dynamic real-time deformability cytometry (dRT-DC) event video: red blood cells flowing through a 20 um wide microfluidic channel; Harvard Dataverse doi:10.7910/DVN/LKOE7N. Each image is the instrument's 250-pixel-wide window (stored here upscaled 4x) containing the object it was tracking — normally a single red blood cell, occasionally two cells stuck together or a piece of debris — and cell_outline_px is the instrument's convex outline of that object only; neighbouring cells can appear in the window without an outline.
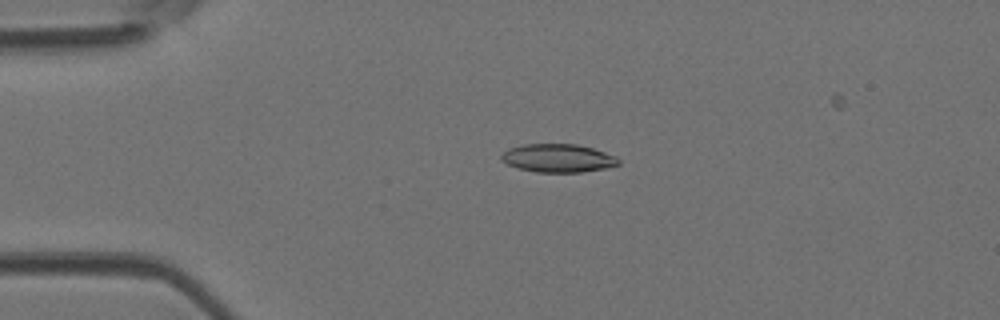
{"species": "Egyptian fruit bat (a non-hibernating species)", "species_latin": "Rousettus aegyptiacus", "temperature_condition": "room temperature", "stored_images_in_passage": 44, "camera_frame_rate_fps": 3000, "um_per_image_px": 0.085, "animal": {"sex": "female"}, "frame": {"image": 1, "passage_image": 11, "time_ms": 3.333, "image_size_px": [1000, 320], "cell_outline_px": [[620, 164], [604, 168], [580, 172], [536, 172], [516, 168], [500, 160], [500, 156], [508, 148], [524, 144], [576, 144], [592, 148], [616, 156], [620, 160]], "centroid_in_image_um": [47.4, 13.44], "position_along_channel_um": 37.6, "area_um2": 19.31}}
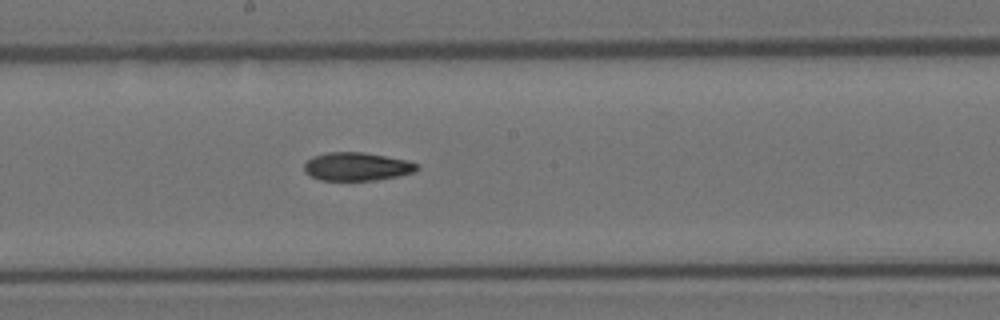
{"frame": {"image": 2, "passage_image": 26, "time_ms": 8.333, "image_size_px": [1000, 320], "cell_outline_px": [[420, 168], [416, 172], [376, 180], [320, 180], [308, 176], [304, 172], [304, 164], [312, 156], [328, 152], [364, 152], [408, 160], [420, 164]], "centroid_in_image_um": [30.34, 14.15], "position_along_channel_um": 217.9, "area_um2": 18.84}}
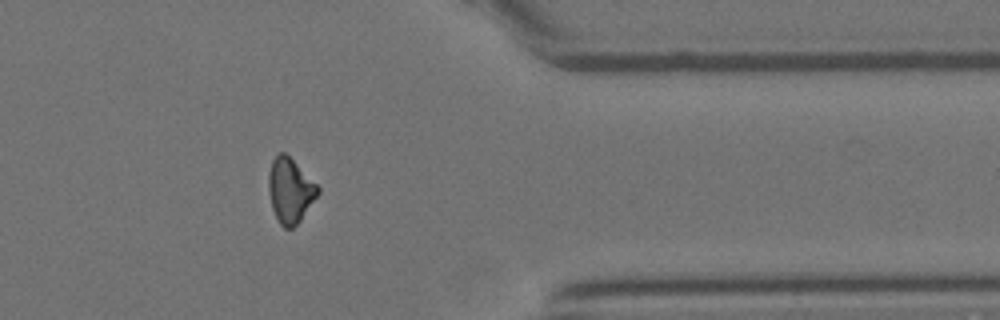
{"frame": {"image": 3, "passage_image": 39, "time_ms": 12.667, "image_size_px": [1000, 320], "cell_outline_px": [[320, 192], [300, 220], [292, 228], [284, 228], [280, 224], [272, 208], [268, 192], [268, 172], [272, 160], [280, 152], [284, 152], [320, 188]], "centroid_in_image_um": [24.64, 16.2], "position_along_channel_um": 386.8, "area_um2": 18.26}, "authors_computed_cell_mechanics": {"area_um2": 19.1318, "velocity_mm_per_s": 4.278, "shape_relaxation_time_tau1_ms": 10.0134, "shape_relaxation_time_tau2_ms": 6.3315, "deformation_change_tau1": 0.2382, "deformation_change_tau2": 0.1496}}